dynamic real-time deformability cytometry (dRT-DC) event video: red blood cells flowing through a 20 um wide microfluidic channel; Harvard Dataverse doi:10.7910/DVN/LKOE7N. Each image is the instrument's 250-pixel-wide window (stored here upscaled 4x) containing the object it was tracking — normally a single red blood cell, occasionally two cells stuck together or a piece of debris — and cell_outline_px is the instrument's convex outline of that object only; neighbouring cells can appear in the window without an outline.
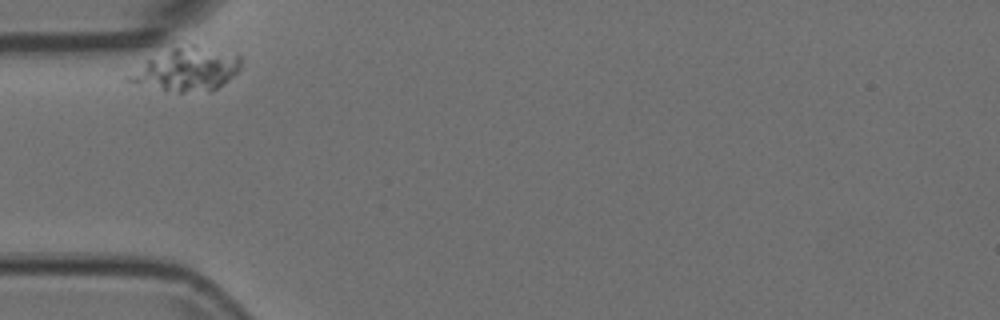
{"species": "Egyptian fruit bat (a non-hibernating species)", "species_latin": "Rousettus aegyptiacus", "temperature_condition": "room temperature", "stored_images_in_passage": 33, "camera_frame_rate_fps": 3000, "um_per_image_px": 0.085, "animal": {"sex": "female"}, "frame": {"image": 1, "passage_image": 1, "time_ms": 0.0, "image_size_px": [1000, 320], "cell_outline_px": [[240, 68], [232, 76], [212, 92], [164, 92], [124, 80], [124, 76], [148, 60], [184, 40], [240, 56]], "centroid_in_image_um": [15.83, 5.88], "position_along_channel_um": 69.2, "area_um2": 28.84}}
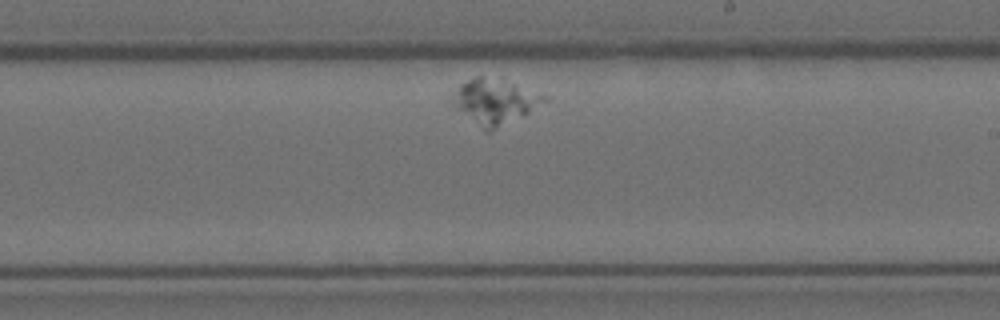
{"frame": {"image": 2, "passage_image": 19, "time_ms": 6.0, "image_size_px": [1000, 320], "cell_outline_px": [[548, 100], [524, 116], [492, 132], [484, 132], [448, 100], [460, 84], [476, 76], [480, 76], [512, 84], [548, 96]], "centroid_in_image_um": [42.03, 8.69], "position_along_channel_um": 247.0, "area_um2": 23.87}}
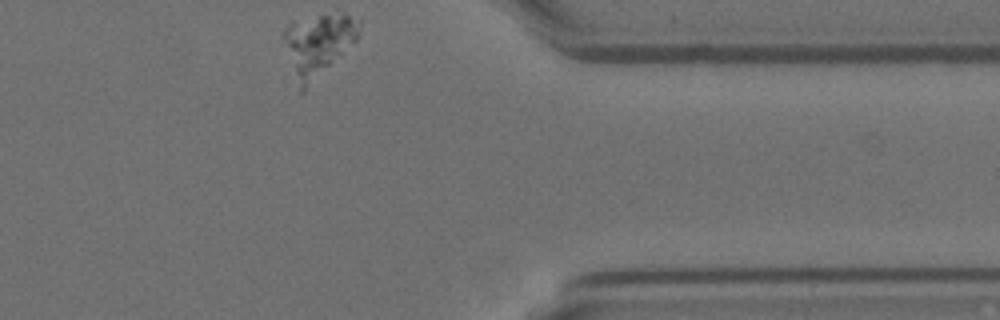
{"frame": {"image": 3, "passage_image": 33, "time_ms": 10.667, "image_size_px": [1000, 320], "cell_outline_px": [[360, 28], [356, 40], [304, 92], [300, 92], [280, 36], [292, 24], [320, 16], [344, 12], [360, 20]], "centroid_in_image_um": [27.04, 3.82], "position_along_channel_um": 384.4, "area_um2": 26.76}}